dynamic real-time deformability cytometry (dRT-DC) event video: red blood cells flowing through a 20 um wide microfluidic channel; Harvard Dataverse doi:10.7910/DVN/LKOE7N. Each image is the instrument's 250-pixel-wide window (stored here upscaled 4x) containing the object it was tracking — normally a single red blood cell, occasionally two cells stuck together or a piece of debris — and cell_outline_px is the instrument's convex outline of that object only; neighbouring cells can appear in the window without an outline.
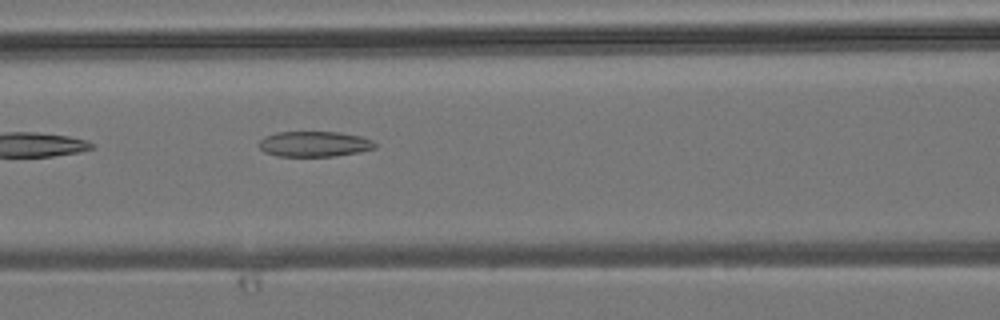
{"species": "common noctule bat (a hibernating species)", "species_latin": "Nyctalus noctula", "temperature_condition": "room temperature", "stored_images_in_passage": 6, "camera_frame_rate_fps": 3000, "um_per_image_px": 0.085, "animal": {"sex": "male", "body_mass_g": 19.2, "forearm_length_mm": 51.8}, "frame": {"image": 1, "passage_image": 6, "time_ms": 5.667, "image_size_px": [1000, 320], "cell_outline_px": [[376, 148], [360, 152], [336, 156], [276, 156], [264, 152], [260, 148], [260, 140], [264, 136], [276, 132], [340, 132], [360, 136], [372, 140], [376, 144]], "centroid_in_image_um": [26.73, 12.24], "position_along_channel_um": 139.9, "area_um2": 17.28}}